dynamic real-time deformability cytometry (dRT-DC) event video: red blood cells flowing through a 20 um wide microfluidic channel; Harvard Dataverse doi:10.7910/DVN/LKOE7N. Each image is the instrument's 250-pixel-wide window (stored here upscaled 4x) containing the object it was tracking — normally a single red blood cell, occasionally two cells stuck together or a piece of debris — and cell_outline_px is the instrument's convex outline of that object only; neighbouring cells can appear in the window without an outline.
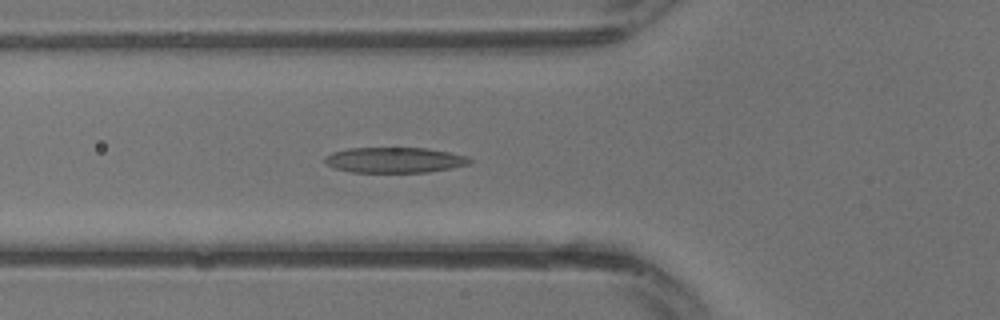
{"species": "common noctule bat (a hibernating species)", "species_latin": "Nyctalus noctula", "temperature_condition": "warm", "stored_images_in_passage": 15, "camera_frame_rate_fps": 3000, "um_per_image_px": 0.085, "animal": {"sex": "male", "body_mass_g": 13.3}, "frame": {"image": 1, "passage_image": 11, "time_ms": 3.333, "image_size_px": [1000, 320], "cell_outline_px": [[472, 160], [468, 164], [428, 172], [352, 172], [336, 168], [328, 164], [324, 160], [324, 156], [332, 152], [348, 148], [428, 148], [468, 156]], "centroid_in_image_um": [33.52, 13.59], "position_along_channel_um": 92.3, "area_um2": 21.33}}
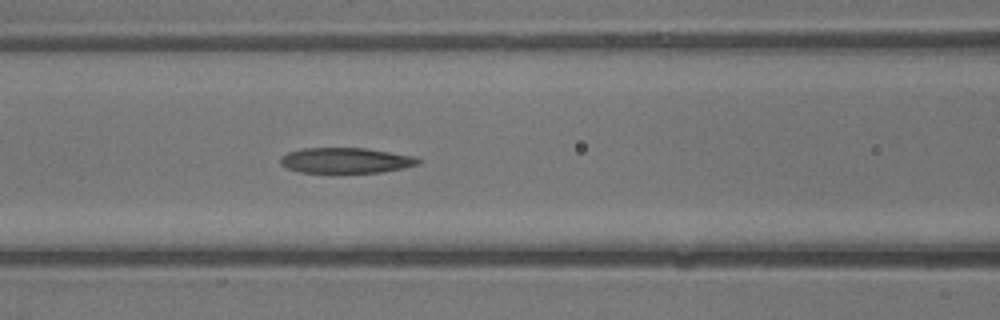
{"frame": {"image": 2, "passage_image": 13, "time_ms": 4.0, "image_size_px": [1000, 320], "cell_outline_px": [[420, 164], [380, 172], [340, 176], [332, 176], [300, 172], [288, 168], [280, 164], [280, 156], [288, 152], [300, 148], [364, 148], [412, 156], [420, 160]], "centroid_in_image_um": [29.29, 13.69], "position_along_channel_um": 137.3, "area_um2": 21.39}}
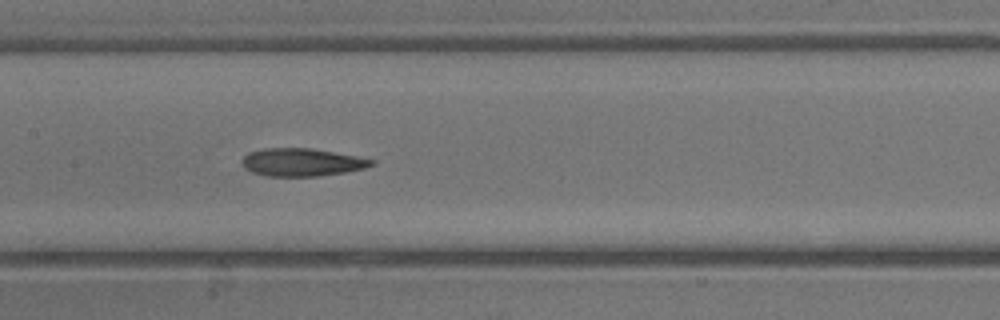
{"frame": {"image": 3, "passage_image": 15, "time_ms": 4.667, "image_size_px": [1000, 320], "cell_outline_px": [[376, 164], [364, 168], [344, 172], [316, 176], [268, 176], [252, 172], [244, 168], [244, 156], [248, 152], [264, 148], [312, 148], [356, 156], [376, 160]], "centroid_in_image_um": [25.68, 13.78], "position_along_channel_um": 181.7, "area_um2": 20.87}}